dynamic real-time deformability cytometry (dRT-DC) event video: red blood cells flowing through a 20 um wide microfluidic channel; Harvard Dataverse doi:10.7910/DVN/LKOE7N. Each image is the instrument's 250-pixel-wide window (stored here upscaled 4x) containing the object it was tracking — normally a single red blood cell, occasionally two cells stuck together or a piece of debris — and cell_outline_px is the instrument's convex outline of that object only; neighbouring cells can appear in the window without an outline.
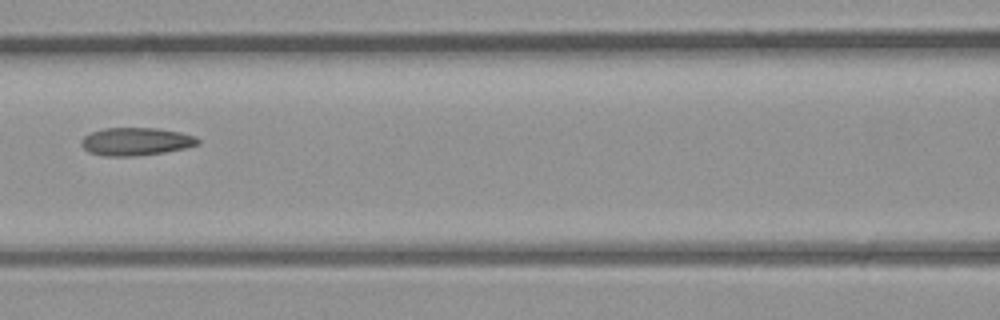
{"species": "common noctule bat (a hibernating species)", "species_latin": "Nyctalus noctula", "temperature_condition": "room temperature", "stored_images_in_passage": 7, "camera_frame_rate_fps": 3000, "um_per_image_px": 0.085, "animal": {"sex": "male", "body_mass_g": 23.1, "forearm_length_mm": 52.7}, "frame": {"image": 1, "passage_image": 7, "time_ms": 7.667, "image_size_px": [1000, 320], "cell_outline_px": [[200, 144], [184, 148], [164, 152], [136, 156], [108, 156], [88, 152], [80, 144], [84, 136], [92, 132], [104, 128], [160, 128], [180, 132], [196, 136], [200, 140]], "centroid_in_image_um": [11.58, 12.02], "position_along_channel_um": 155.0, "area_um2": 18.96}}